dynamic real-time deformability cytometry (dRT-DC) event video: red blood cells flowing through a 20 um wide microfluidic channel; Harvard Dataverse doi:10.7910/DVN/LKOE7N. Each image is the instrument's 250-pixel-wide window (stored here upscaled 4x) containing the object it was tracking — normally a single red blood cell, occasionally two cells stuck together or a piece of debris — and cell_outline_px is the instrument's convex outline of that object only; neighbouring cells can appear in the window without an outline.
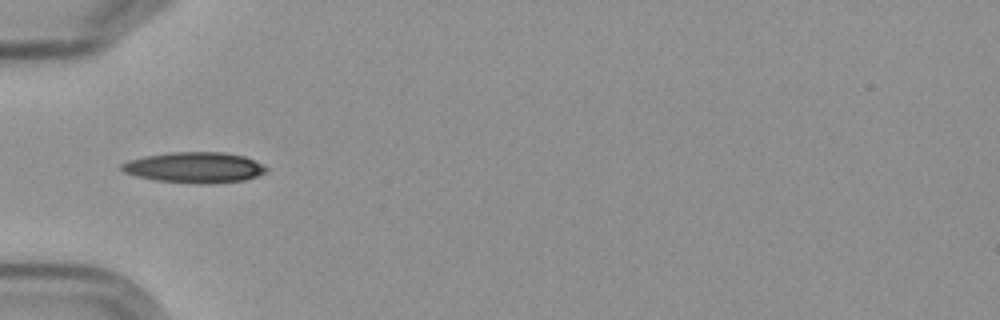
{"species": "Egyptian fruit bat (a non-hibernating species)", "species_latin": "Rousettus aegyptiacus", "temperature_condition": "cold", "stored_images_in_passage": 6, "camera_frame_rate_fps": 3000, "um_per_image_px": 0.085, "frame": {"image": 1, "passage_image": 5, "time_ms": 4.667, "image_size_px": [1000, 320], "cell_outline_px": [[268, 168], [264, 172], [256, 176], [244, 180], [212, 184], [196, 184], [156, 180], [136, 176], [124, 172], [120, 168], [120, 164], [128, 160], [144, 156], [172, 152], [220, 152], [244, 156]], "centroid_in_image_um": [16.48, 14.24], "position_along_channel_um": 68.5, "area_um2": 25.78}}
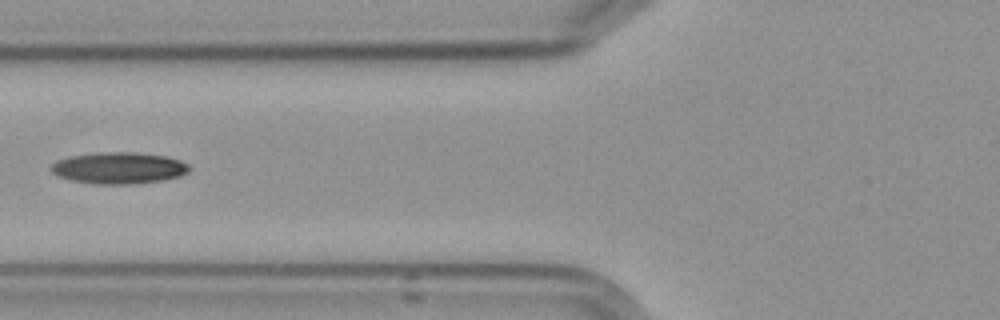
{"frame": {"image": 2, "passage_image": 6, "time_ms": 6.0, "image_size_px": [1000, 320], "cell_outline_px": [[192, 168], [188, 172], [180, 176], [164, 180], [132, 184], [96, 184], [68, 180], [52, 172], [52, 164], [60, 160], [72, 156], [100, 152], [132, 152], [164, 156], [180, 160], [188, 164]], "centroid_in_image_um": [10.15, 14.29], "position_along_channel_um": 115.7, "area_um2": 25.26}}